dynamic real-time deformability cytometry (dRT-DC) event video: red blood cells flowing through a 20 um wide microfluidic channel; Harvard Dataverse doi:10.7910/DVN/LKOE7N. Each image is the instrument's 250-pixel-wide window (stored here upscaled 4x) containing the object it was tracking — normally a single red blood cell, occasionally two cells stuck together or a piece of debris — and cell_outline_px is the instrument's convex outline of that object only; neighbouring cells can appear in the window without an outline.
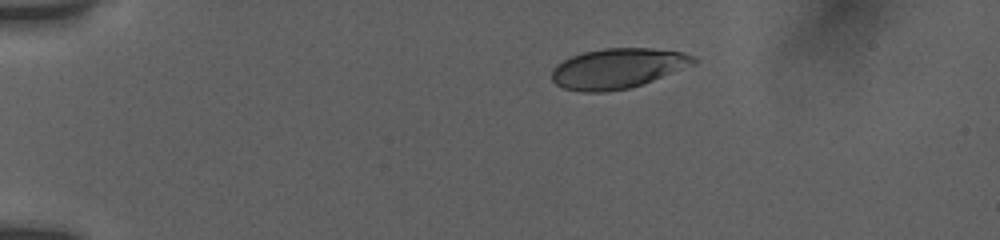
{"species": "human", "species_latin": "Homo sapiens", "temperature_condition": "room temperature", "stored_images_in_passage": 19, "camera_frame_rate_fps": 3000, "um_per_image_px": 0.085, "donor": {"sex": "female"}, "frame": {"image": 1, "passage_image": 1, "time_ms": 0.0, "image_size_px": [1000, 240], "cell_outline_px": [[696, 60], [692, 64], [652, 80], [628, 88], [604, 92], [580, 92], [564, 88], [556, 84], [552, 80], [552, 68], [556, 64], [572, 56], [584, 52], [604, 48], [652, 48], [680, 52], [696, 56]], "centroid_in_image_um": [52.44, 5.81], "position_along_channel_um": 32.6, "area_um2": 32.71}}
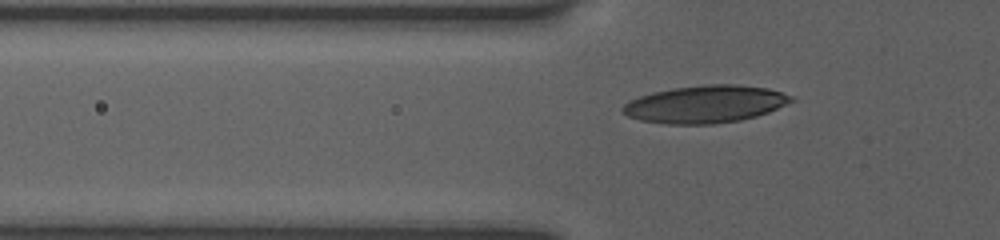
{"frame": {"image": 2, "passage_image": 12, "time_ms": 2.667, "image_size_px": [1000, 240], "cell_outline_px": [[796, 100], [768, 112], [756, 116], [740, 120], [716, 124], [664, 124], [640, 120], [628, 116], [620, 108], [624, 104], [640, 96], [652, 92], [676, 88], [708, 84], [736, 84], [768, 88], [792, 96]], "centroid_in_image_um": [59.96, 8.86], "position_along_channel_um": 65.8, "area_um2": 36.65}}
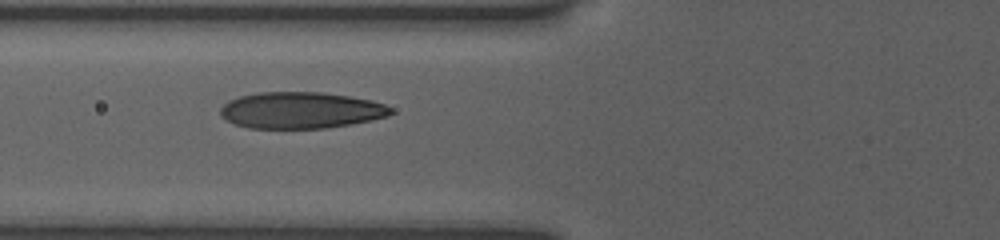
{"frame": {"image": 3, "passage_image": 18, "time_ms": 3.667, "image_size_px": [1000, 240], "cell_outline_px": [[392, 112], [388, 116], [372, 120], [324, 128], [248, 128], [232, 124], [220, 116], [220, 108], [228, 100], [240, 96], [260, 92], [320, 92], [348, 96], [372, 100], [384, 104], [392, 108]], "centroid_in_image_um": [25.53, 9.37], "position_along_channel_um": 100.3, "area_um2": 36.24}}